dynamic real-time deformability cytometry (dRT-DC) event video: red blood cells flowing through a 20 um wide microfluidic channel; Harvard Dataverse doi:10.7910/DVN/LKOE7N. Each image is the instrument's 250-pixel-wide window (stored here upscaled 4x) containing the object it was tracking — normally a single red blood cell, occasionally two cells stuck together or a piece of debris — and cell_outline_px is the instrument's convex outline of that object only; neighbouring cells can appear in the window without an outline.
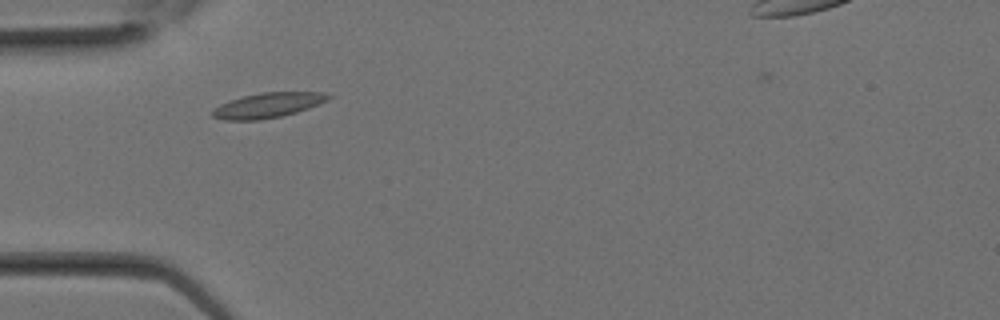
{"species": "Egyptian fruit bat (a non-hibernating species)", "species_latin": "Rousettus aegyptiacus", "temperature_condition": "room temperature", "stored_images_in_passage": 9, "camera_frame_rate_fps": 3000, "um_per_image_px": 0.085, "animal": {"sex": "female"}, "frame": {"image": 1, "passage_image": 4, "time_ms": 1.0, "image_size_px": [1000, 320], "cell_outline_px": [[332, 96], [328, 100], [308, 108], [296, 112], [280, 116], [260, 120], [224, 120], [212, 116], [212, 112], [220, 104], [228, 100], [260, 92], [328, 92]], "centroid_in_image_um": [22.78, 8.94], "position_along_channel_um": 62.2, "area_um2": 16.82}}
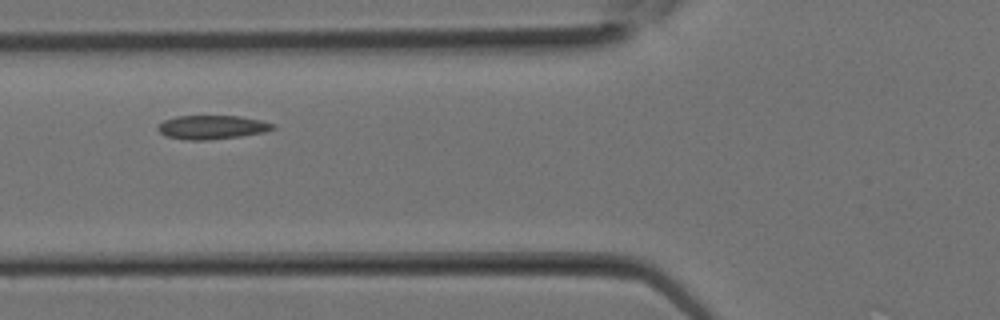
{"frame": {"image": 2, "passage_image": 6, "time_ms": 1.667, "image_size_px": [1000, 320], "cell_outline_px": [[276, 128], [264, 132], [240, 136], [204, 140], [188, 140], [164, 136], [156, 128], [164, 120], [176, 116], [240, 116], [260, 120], [276, 124]], "centroid_in_image_um": [18.02, 10.81], "position_along_channel_um": 107.8, "area_um2": 15.95}}
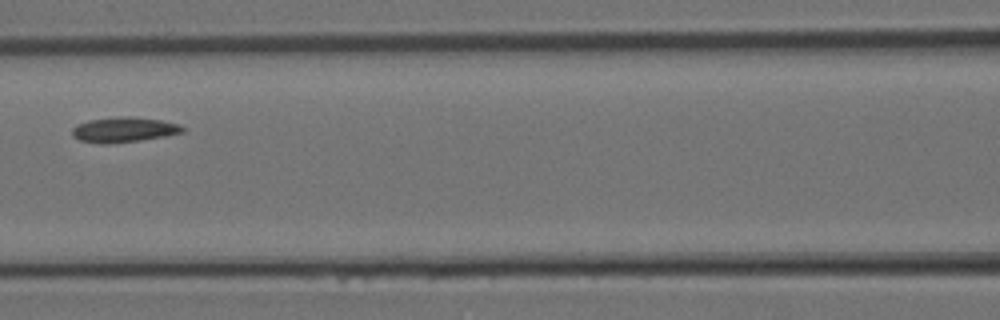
{"frame": {"image": 3, "passage_image": 8, "time_ms": 2.333, "image_size_px": [1000, 320], "cell_outline_px": [[184, 132], [164, 136], [140, 140], [108, 144], [100, 144], [80, 140], [72, 136], [72, 128], [76, 124], [88, 120], [120, 116], [128, 116], [160, 120], [180, 124], [184, 128]], "centroid_in_image_um": [10.49, 11.02], "position_along_channel_um": 156.1, "area_um2": 16.18}}